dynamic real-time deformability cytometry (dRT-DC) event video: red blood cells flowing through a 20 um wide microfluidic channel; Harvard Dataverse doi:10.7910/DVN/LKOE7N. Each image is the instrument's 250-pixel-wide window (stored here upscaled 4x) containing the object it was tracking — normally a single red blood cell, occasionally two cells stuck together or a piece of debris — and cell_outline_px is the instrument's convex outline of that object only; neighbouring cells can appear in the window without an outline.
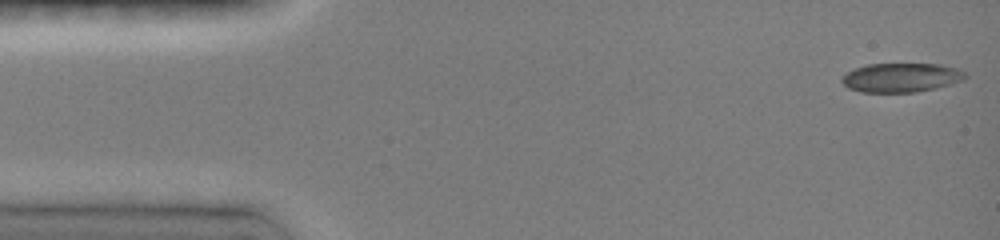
{"species": "common noctule bat (a hibernating species)", "species_latin": "Nyctalus noctula", "temperature_condition": "room temperature", "stored_images_in_passage": 26, "camera_frame_rate_fps": 3000, "um_per_image_px": 0.085, "animal": {"sex": "female", "body_mass_g": 19.0, "forearm_length_mm": 51.5}, "frame": {"image": 1, "passage_image": 1, "time_ms": 0.0, "image_size_px": [1000, 240], "cell_outline_px": [[968, 76], [964, 80], [936, 88], [916, 92], [860, 92], [848, 88], [840, 80], [848, 72], [856, 68], [868, 64], [940, 64], [956, 68], [964, 72]], "centroid_in_image_um": [76.62, 6.6], "position_along_channel_um": 8.4, "area_um2": 20.87}}
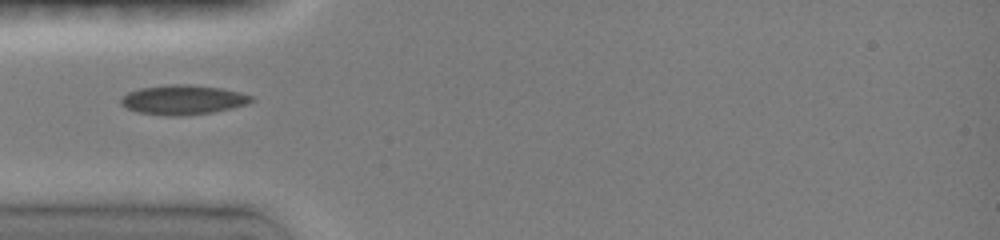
{"frame": {"image": 2, "passage_image": 16, "time_ms": 4.333, "image_size_px": [1000, 240], "cell_outline_px": [[256, 100], [248, 104], [232, 108], [212, 112], [180, 116], [164, 116], [136, 112], [120, 104], [120, 100], [128, 92], [140, 88], [172, 84], [184, 84], [220, 88], [240, 92], [252, 96]], "centroid_in_image_um": [15.56, 8.49], "position_along_channel_um": 69.4, "area_um2": 22.48}}
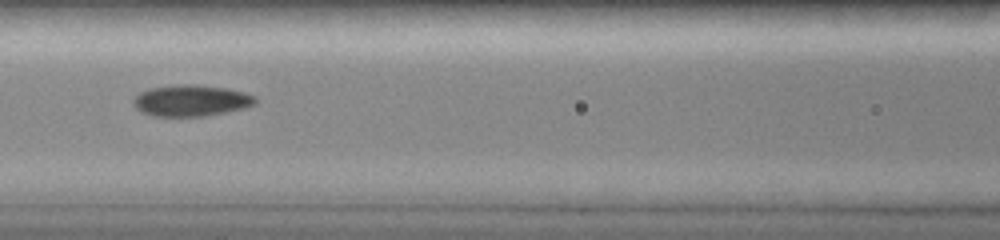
{"frame": {"image": 3, "passage_image": 20, "time_ms": 6.333, "image_size_px": [1000, 240], "cell_outline_px": [[256, 104], [244, 108], [204, 116], [152, 116], [140, 112], [132, 104], [132, 100], [140, 92], [148, 88], [172, 84], [196, 84], [228, 88], [244, 92], [256, 96]], "centroid_in_image_um": [16.21, 8.53], "position_along_channel_um": 150.4, "area_um2": 22.6}}